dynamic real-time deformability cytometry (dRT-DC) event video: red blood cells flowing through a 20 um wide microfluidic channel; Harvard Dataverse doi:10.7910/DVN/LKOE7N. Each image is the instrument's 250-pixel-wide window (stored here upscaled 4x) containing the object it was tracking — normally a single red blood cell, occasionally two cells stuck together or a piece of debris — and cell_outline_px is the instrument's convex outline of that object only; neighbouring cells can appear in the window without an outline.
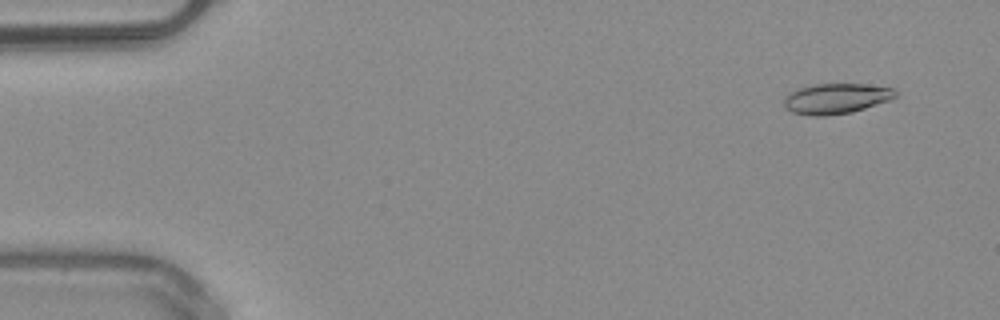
{"species": "common noctule bat (a hibernating species)", "species_latin": "Nyctalus noctula", "temperature_condition": "warm", "stored_images_in_passage": 50, "camera_frame_rate_fps": 3000, "um_per_image_px": 0.085, "animal": {"sex": "male", "body_mass_g": 20.4}, "frame": {"image": 1, "passage_image": 4, "time_ms": 1.0, "image_size_px": [1000, 320], "cell_outline_px": [[896, 96], [888, 100], [852, 112], [824, 116], [812, 116], [792, 112], [784, 108], [784, 100], [792, 92], [800, 88], [816, 84], [864, 84], [892, 88], [896, 92]], "centroid_in_image_um": [71.05, 8.39], "position_along_channel_um": 13.9, "area_um2": 19.36}}
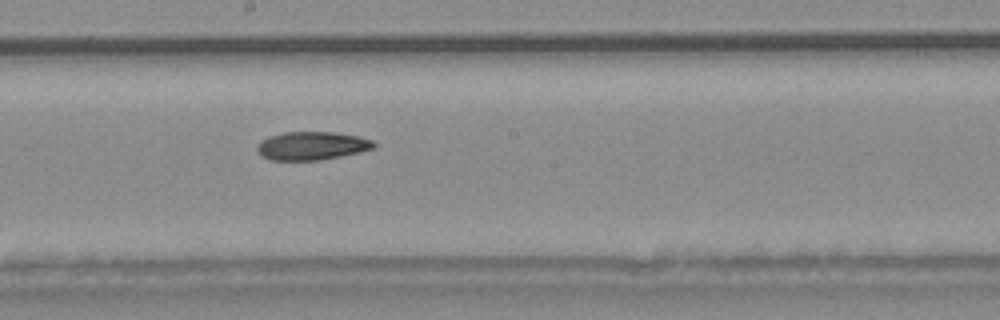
{"frame": {"image": 2, "passage_image": 28, "time_ms": 9.0, "image_size_px": [1000, 320], "cell_outline_px": [[376, 148], [360, 152], [320, 160], [268, 160], [260, 156], [256, 152], [256, 148], [260, 140], [268, 136], [284, 132], [332, 132], [356, 136], [372, 140], [376, 144]], "centroid_in_image_um": [26.45, 12.4], "position_along_channel_um": 221.7, "area_um2": 19.42}}
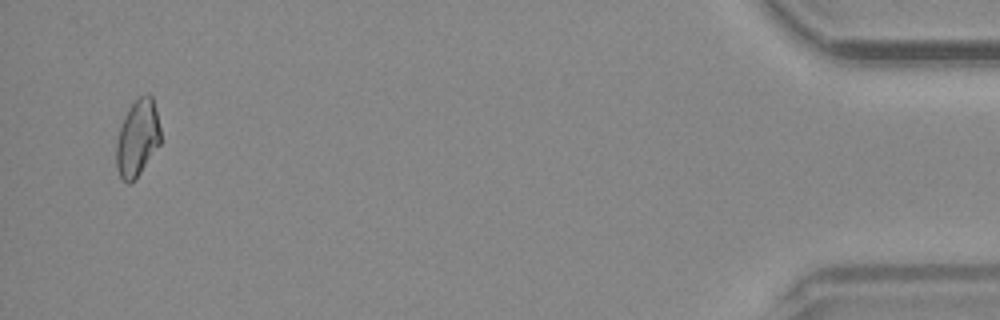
{"frame": {"image": 3, "passage_image": 49, "time_ms": 16.0, "image_size_px": [1000, 320], "cell_outline_px": [[160, 144], [136, 180], [128, 184], [120, 176], [116, 168], [116, 144], [120, 128], [124, 116], [128, 108], [140, 96], [148, 92], [152, 96], [160, 128]], "centroid_in_image_um": [11.68, 11.76], "position_along_channel_um": 423.5, "area_um2": 19.83}, "authors_computed_cell_mechanics": {"area_um2": 19.8254, "velocity_mm_per_s": 4.0656, "shape_relaxation_time_tau1_ms": null, "shape_relaxation_time_tau2_ms": 4.6146, "deformation_change_tau1": null, "deformation_change_tau2": 0.1087}}